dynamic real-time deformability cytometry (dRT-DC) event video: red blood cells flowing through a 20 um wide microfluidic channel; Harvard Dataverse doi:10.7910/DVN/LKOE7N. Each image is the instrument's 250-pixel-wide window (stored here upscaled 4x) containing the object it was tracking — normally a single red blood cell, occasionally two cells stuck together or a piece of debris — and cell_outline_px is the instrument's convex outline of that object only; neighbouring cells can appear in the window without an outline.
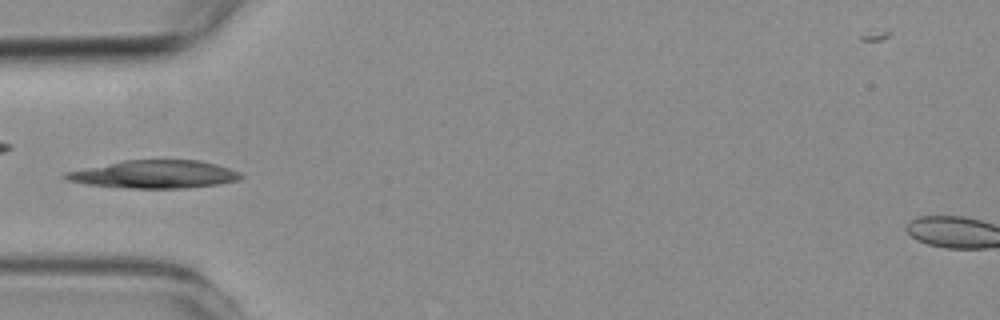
{"species": "common noctule bat (a hibernating species)", "species_latin": "Nyctalus noctula", "temperature_condition": "room temperature", "stored_images_in_passage": 4, "camera_frame_rate_fps": 3000, "um_per_image_px": 0.085, "animal": {"sex": "female", "body_mass_g": 19.3, "forearm_length_mm": 54.1}, "frame": {"image": 1, "passage_image": 4, "time_ms": 3.333, "image_size_px": [1000, 320], "cell_outline_px": [[244, 176], [240, 180], [220, 184], [184, 188], [132, 188], [84, 184], [68, 180], [60, 176], [64, 172], [124, 160], [200, 160], [216, 164], [240, 172]], "centroid_in_image_um": [13.13, 14.81], "position_along_channel_um": 71.9, "area_um2": 28.55}}